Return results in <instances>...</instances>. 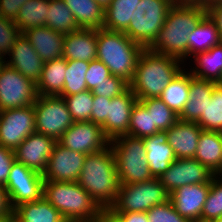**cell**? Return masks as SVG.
<instances>
[{
	"label": "cell",
	"mask_w": 222,
	"mask_h": 222,
	"mask_svg": "<svg viewBox=\"0 0 222 222\" xmlns=\"http://www.w3.org/2000/svg\"><path fill=\"white\" fill-rule=\"evenodd\" d=\"M206 15L205 7L173 4L162 29L148 49L175 57L184 63L188 59V36Z\"/></svg>",
	"instance_id": "obj_1"
},
{
	"label": "cell",
	"mask_w": 222,
	"mask_h": 222,
	"mask_svg": "<svg viewBox=\"0 0 222 222\" xmlns=\"http://www.w3.org/2000/svg\"><path fill=\"white\" fill-rule=\"evenodd\" d=\"M77 182L102 209H109L114 204L120 184L110 145L86 155Z\"/></svg>",
	"instance_id": "obj_2"
},
{
	"label": "cell",
	"mask_w": 222,
	"mask_h": 222,
	"mask_svg": "<svg viewBox=\"0 0 222 222\" xmlns=\"http://www.w3.org/2000/svg\"><path fill=\"white\" fill-rule=\"evenodd\" d=\"M181 62L175 57L144 49L138 57L134 78L129 84L131 91L138 100L158 98L182 70Z\"/></svg>",
	"instance_id": "obj_3"
},
{
	"label": "cell",
	"mask_w": 222,
	"mask_h": 222,
	"mask_svg": "<svg viewBox=\"0 0 222 222\" xmlns=\"http://www.w3.org/2000/svg\"><path fill=\"white\" fill-rule=\"evenodd\" d=\"M144 48L124 32L97 29V60L102 61L114 76L130 84L138 57Z\"/></svg>",
	"instance_id": "obj_4"
},
{
	"label": "cell",
	"mask_w": 222,
	"mask_h": 222,
	"mask_svg": "<svg viewBox=\"0 0 222 222\" xmlns=\"http://www.w3.org/2000/svg\"><path fill=\"white\" fill-rule=\"evenodd\" d=\"M43 197L67 222H92L103 210L77 181L44 180Z\"/></svg>",
	"instance_id": "obj_5"
},
{
	"label": "cell",
	"mask_w": 222,
	"mask_h": 222,
	"mask_svg": "<svg viewBox=\"0 0 222 222\" xmlns=\"http://www.w3.org/2000/svg\"><path fill=\"white\" fill-rule=\"evenodd\" d=\"M113 150L120 185L151 180L143 138L129 135L109 142Z\"/></svg>",
	"instance_id": "obj_6"
},
{
	"label": "cell",
	"mask_w": 222,
	"mask_h": 222,
	"mask_svg": "<svg viewBox=\"0 0 222 222\" xmlns=\"http://www.w3.org/2000/svg\"><path fill=\"white\" fill-rule=\"evenodd\" d=\"M171 0H136V10L124 33L134 42L148 49L162 29Z\"/></svg>",
	"instance_id": "obj_7"
},
{
	"label": "cell",
	"mask_w": 222,
	"mask_h": 222,
	"mask_svg": "<svg viewBox=\"0 0 222 222\" xmlns=\"http://www.w3.org/2000/svg\"><path fill=\"white\" fill-rule=\"evenodd\" d=\"M170 200V193L161 184L159 178L148 181L120 185L112 212H147L155 205Z\"/></svg>",
	"instance_id": "obj_8"
},
{
	"label": "cell",
	"mask_w": 222,
	"mask_h": 222,
	"mask_svg": "<svg viewBox=\"0 0 222 222\" xmlns=\"http://www.w3.org/2000/svg\"><path fill=\"white\" fill-rule=\"evenodd\" d=\"M36 132L58 141L74 123L67 105L61 96H40L35 100Z\"/></svg>",
	"instance_id": "obj_9"
},
{
	"label": "cell",
	"mask_w": 222,
	"mask_h": 222,
	"mask_svg": "<svg viewBox=\"0 0 222 222\" xmlns=\"http://www.w3.org/2000/svg\"><path fill=\"white\" fill-rule=\"evenodd\" d=\"M37 97L34 82L5 62L0 66V111L33 105Z\"/></svg>",
	"instance_id": "obj_10"
},
{
	"label": "cell",
	"mask_w": 222,
	"mask_h": 222,
	"mask_svg": "<svg viewBox=\"0 0 222 222\" xmlns=\"http://www.w3.org/2000/svg\"><path fill=\"white\" fill-rule=\"evenodd\" d=\"M11 207L19 204L40 200L44 193L42 174L33 171L16 160L11 166L6 185Z\"/></svg>",
	"instance_id": "obj_11"
},
{
	"label": "cell",
	"mask_w": 222,
	"mask_h": 222,
	"mask_svg": "<svg viewBox=\"0 0 222 222\" xmlns=\"http://www.w3.org/2000/svg\"><path fill=\"white\" fill-rule=\"evenodd\" d=\"M35 129L34 106L0 111V145L15 150Z\"/></svg>",
	"instance_id": "obj_12"
},
{
	"label": "cell",
	"mask_w": 222,
	"mask_h": 222,
	"mask_svg": "<svg viewBox=\"0 0 222 222\" xmlns=\"http://www.w3.org/2000/svg\"><path fill=\"white\" fill-rule=\"evenodd\" d=\"M215 176L195 158H180L173 161L159 179L164 188L172 193L183 185L211 183Z\"/></svg>",
	"instance_id": "obj_13"
},
{
	"label": "cell",
	"mask_w": 222,
	"mask_h": 222,
	"mask_svg": "<svg viewBox=\"0 0 222 222\" xmlns=\"http://www.w3.org/2000/svg\"><path fill=\"white\" fill-rule=\"evenodd\" d=\"M63 147L83 154L95 153L109 145L102 127L89 122H74L57 141Z\"/></svg>",
	"instance_id": "obj_14"
},
{
	"label": "cell",
	"mask_w": 222,
	"mask_h": 222,
	"mask_svg": "<svg viewBox=\"0 0 222 222\" xmlns=\"http://www.w3.org/2000/svg\"><path fill=\"white\" fill-rule=\"evenodd\" d=\"M86 154L72 151L58 142L50 155L49 163L43 174L45 181L75 182L78 181Z\"/></svg>",
	"instance_id": "obj_15"
},
{
	"label": "cell",
	"mask_w": 222,
	"mask_h": 222,
	"mask_svg": "<svg viewBox=\"0 0 222 222\" xmlns=\"http://www.w3.org/2000/svg\"><path fill=\"white\" fill-rule=\"evenodd\" d=\"M56 143L57 141L49 136L38 132L31 133L14 150L15 160L43 175Z\"/></svg>",
	"instance_id": "obj_16"
},
{
	"label": "cell",
	"mask_w": 222,
	"mask_h": 222,
	"mask_svg": "<svg viewBox=\"0 0 222 222\" xmlns=\"http://www.w3.org/2000/svg\"><path fill=\"white\" fill-rule=\"evenodd\" d=\"M137 100L130 87L111 99L110 104H108V117L101 125L103 133L109 141L116 137L128 135L131 110Z\"/></svg>",
	"instance_id": "obj_17"
},
{
	"label": "cell",
	"mask_w": 222,
	"mask_h": 222,
	"mask_svg": "<svg viewBox=\"0 0 222 222\" xmlns=\"http://www.w3.org/2000/svg\"><path fill=\"white\" fill-rule=\"evenodd\" d=\"M210 183L183 185L170 193L175 210L190 222L200 220Z\"/></svg>",
	"instance_id": "obj_18"
},
{
	"label": "cell",
	"mask_w": 222,
	"mask_h": 222,
	"mask_svg": "<svg viewBox=\"0 0 222 222\" xmlns=\"http://www.w3.org/2000/svg\"><path fill=\"white\" fill-rule=\"evenodd\" d=\"M8 56L10 60H4L8 66L19 71L35 84L38 83L44 61L23 34L16 40Z\"/></svg>",
	"instance_id": "obj_19"
},
{
	"label": "cell",
	"mask_w": 222,
	"mask_h": 222,
	"mask_svg": "<svg viewBox=\"0 0 222 222\" xmlns=\"http://www.w3.org/2000/svg\"><path fill=\"white\" fill-rule=\"evenodd\" d=\"M202 130L196 122L178 120L165 131L177 159L194 158Z\"/></svg>",
	"instance_id": "obj_20"
},
{
	"label": "cell",
	"mask_w": 222,
	"mask_h": 222,
	"mask_svg": "<svg viewBox=\"0 0 222 222\" xmlns=\"http://www.w3.org/2000/svg\"><path fill=\"white\" fill-rule=\"evenodd\" d=\"M63 58L90 62L97 59V30L78 29L64 35Z\"/></svg>",
	"instance_id": "obj_21"
},
{
	"label": "cell",
	"mask_w": 222,
	"mask_h": 222,
	"mask_svg": "<svg viewBox=\"0 0 222 222\" xmlns=\"http://www.w3.org/2000/svg\"><path fill=\"white\" fill-rule=\"evenodd\" d=\"M44 61L63 57L64 35L44 26L28 29L22 33Z\"/></svg>",
	"instance_id": "obj_22"
},
{
	"label": "cell",
	"mask_w": 222,
	"mask_h": 222,
	"mask_svg": "<svg viewBox=\"0 0 222 222\" xmlns=\"http://www.w3.org/2000/svg\"><path fill=\"white\" fill-rule=\"evenodd\" d=\"M146 159L152 177L159 178L177 158L168 144L166 132H158L143 138Z\"/></svg>",
	"instance_id": "obj_23"
},
{
	"label": "cell",
	"mask_w": 222,
	"mask_h": 222,
	"mask_svg": "<svg viewBox=\"0 0 222 222\" xmlns=\"http://www.w3.org/2000/svg\"><path fill=\"white\" fill-rule=\"evenodd\" d=\"M215 82L194 77L190 73V91L188 101L179 114V120L197 122L205 111Z\"/></svg>",
	"instance_id": "obj_24"
},
{
	"label": "cell",
	"mask_w": 222,
	"mask_h": 222,
	"mask_svg": "<svg viewBox=\"0 0 222 222\" xmlns=\"http://www.w3.org/2000/svg\"><path fill=\"white\" fill-rule=\"evenodd\" d=\"M194 158L219 175L222 171V133L202 130Z\"/></svg>",
	"instance_id": "obj_25"
},
{
	"label": "cell",
	"mask_w": 222,
	"mask_h": 222,
	"mask_svg": "<svg viewBox=\"0 0 222 222\" xmlns=\"http://www.w3.org/2000/svg\"><path fill=\"white\" fill-rule=\"evenodd\" d=\"M67 62L65 58L44 62L40 79L36 84L40 96H62Z\"/></svg>",
	"instance_id": "obj_26"
},
{
	"label": "cell",
	"mask_w": 222,
	"mask_h": 222,
	"mask_svg": "<svg viewBox=\"0 0 222 222\" xmlns=\"http://www.w3.org/2000/svg\"><path fill=\"white\" fill-rule=\"evenodd\" d=\"M71 10L79 28L102 29L105 9L95 0H63Z\"/></svg>",
	"instance_id": "obj_27"
},
{
	"label": "cell",
	"mask_w": 222,
	"mask_h": 222,
	"mask_svg": "<svg viewBox=\"0 0 222 222\" xmlns=\"http://www.w3.org/2000/svg\"><path fill=\"white\" fill-rule=\"evenodd\" d=\"M193 57L196 66L190 69L192 76L221 84L222 42Z\"/></svg>",
	"instance_id": "obj_28"
},
{
	"label": "cell",
	"mask_w": 222,
	"mask_h": 222,
	"mask_svg": "<svg viewBox=\"0 0 222 222\" xmlns=\"http://www.w3.org/2000/svg\"><path fill=\"white\" fill-rule=\"evenodd\" d=\"M188 57L206 52L222 42L216 23L207 14L188 36Z\"/></svg>",
	"instance_id": "obj_29"
},
{
	"label": "cell",
	"mask_w": 222,
	"mask_h": 222,
	"mask_svg": "<svg viewBox=\"0 0 222 222\" xmlns=\"http://www.w3.org/2000/svg\"><path fill=\"white\" fill-rule=\"evenodd\" d=\"M13 214L21 222H67L44 197L40 200L19 204L13 209Z\"/></svg>",
	"instance_id": "obj_30"
},
{
	"label": "cell",
	"mask_w": 222,
	"mask_h": 222,
	"mask_svg": "<svg viewBox=\"0 0 222 222\" xmlns=\"http://www.w3.org/2000/svg\"><path fill=\"white\" fill-rule=\"evenodd\" d=\"M136 0H111L105 9L103 28L124 32L135 15Z\"/></svg>",
	"instance_id": "obj_31"
},
{
	"label": "cell",
	"mask_w": 222,
	"mask_h": 222,
	"mask_svg": "<svg viewBox=\"0 0 222 222\" xmlns=\"http://www.w3.org/2000/svg\"><path fill=\"white\" fill-rule=\"evenodd\" d=\"M184 70L176 75L158 97L178 115L187 103L190 91V72Z\"/></svg>",
	"instance_id": "obj_32"
},
{
	"label": "cell",
	"mask_w": 222,
	"mask_h": 222,
	"mask_svg": "<svg viewBox=\"0 0 222 222\" xmlns=\"http://www.w3.org/2000/svg\"><path fill=\"white\" fill-rule=\"evenodd\" d=\"M48 8L49 0H28L22 5L14 23L21 33L31 28L44 26Z\"/></svg>",
	"instance_id": "obj_33"
},
{
	"label": "cell",
	"mask_w": 222,
	"mask_h": 222,
	"mask_svg": "<svg viewBox=\"0 0 222 222\" xmlns=\"http://www.w3.org/2000/svg\"><path fill=\"white\" fill-rule=\"evenodd\" d=\"M46 26L60 32L63 35L80 29L71 10L63 0H49V8L46 15Z\"/></svg>",
	"instance_id": "obj_34"
},
{
	"label": "cell",
	"mask_w": 222,
	"mask_h": 222,
	"mask_svg": "<svg viewBox=\"0 0 222 222\" xmlns=\"http://www.w3.org/2000/svg\"><path fill=\"white\" fill-rule=\"evenodd\" d=\"M203 130L220 131L222 129V84L216 83L207 102L205 111L196 122Z\"/></svg>",
	"instance_id": "obj_35"
},
{
	"label": "cell",
	"mask_w": 222,
	"mask_h": 222,
	"mask_svg": "<svg viewBox=\"0 0 222 222\" xmlns=\"http://www.w3.org/2000/svg\"><path fill=\"white\" fill-rule=\"evenodd\" d=\"M151 114L152 127L160 132L167 131L179 120V115L170 109L160 98H147L139 100Z\"/></svg>",
	"instance_id": "obj_36"
},
{
	"label": "cell",
	"mask_w": 222,
	"mask_h": 222,
	"mask_svg": "<svg viewBox=\"0 0 222 222\" xmlns=\"http://www.w3.org/2000/svg\"><path fill=\"white\" fill-rule=\"evenodd\" d=\"M66 62L62 95H72L88 90L85 77L90 62L80 60H66Z\"/></svg>",
	"instance_id": "obj_37"
},
{
	"label": "cell",
	"mask_w": 222,
	"mask_h": 222,
	"mask_svg": "<svg viewBox=\"0 0 222 222\" xmlns=\"http://www.w3.org/2000/svg\"><path fill=\"white\" fill-rule=\"evenodd\" d=\"M61 97H63L74 122L91 121L94 96L90 90Z\"/></svg>",
	"instance_id": "obj_38"
},
{
	"label": "cell",
	"mask_w": 222,
	"mask_h": 222,
	"mask_svg": "<svg viewBox=\"0 0 222 222\" xmlns=\"http://www.w3.org/2000/svg\"><path fill=\"white\" fill-rule=\"evenodd\" d=\"M160 132L157 127H152L151 114L139 101L135 103L131 110V118L128 135L135 138H144Z\"/></svg>",
	"instance_id": "obj_39"
},
{
	"label": "cell",
	"mask_w": 222,
	"mask_h": 222,
	"mask_svg": "<svg viewBox=\"0 0 222 222\" xmlns=\"http://www.w3.org/2000/svg\"><path fill=\"white\" fill-rule=\"evenodd\" d=\"M222 217V179L216 175L211 183L201 213V221H212Z\"/></svg>",
	"instance_id": "obj_40"
},
{
	"label": "cell",
	"mask_w": 222,
	"mask_h": 222,
	"mask_svg": "<svg viewBox=\"0 0 222 222\" xmlns=\"http://www.w3.org/2000/svg\"><path fill=\"white\" fill-rule=\"evenodd\" d=\"M21 31L13 20L0 16V57L5 60V56L10 53L12 46L21 35Z\"/></svg>",
	"instance_id": "obj_41"
},
{
	"label": "cell",
	"mask_w": 222,
	"mask_h": 222,
	"mask_svg": "<svg viewBox=\"0 0 222 222\" xmlns=\"http://www.w3.org/2000/svg\"><path fill=\"white\" fill-rule=\"evenodd\" d=\"M146 214L148 222H190L175 210L170 200L164 204L153 206Z\"/></svg>",
	"instance_id": "obj_42"
},
{
	"label": "cell",
	"mask_w": 222,
	"mask_h": 222,
	"mask_svg": "<svg viewBox=\"0 0 222 222\" xmlns=\"http://www.w3.org/2000/svg\"><path fill=\"white\" fill-rule=\"evenodd\" d=\"M129 84L122 78L110 75L104 82L97 85L91 92L93 96H101L112 99L115 96L122 94Z\"/></svg>",
	"instance_id": "obj_43"
},
{
	"label": "cell",
	"mask_w": 222,
	"mask_h": 222,
	"mask_svg": "<svg viewBox=\"0 0 222 222\" xmlns=\"http://www.w3.org/2000/svg\"><path fill=\"white\" fill-rule=\"evenodd\" d=\"M111 75L109 68L99 60H92L86 72L87 89L92 91L97 85L105 81Z\"/></svg>",
	"instance_id": "obj_44"
},
{
	"label": "cell",
	"mask_w": 222,
	"mask_h": 222,
	"mask_svg": "<svg viewBox=\"0 0 222 222\" xmlns=\"http://www.w3.org/2000/svg\"><path fill=\"white\" fill-rule=\"evenodd\" d=\"M111 99L101 96H94L91 112V122L102 125L108 117V104Z\"/></svg>",
	"instance_id": "obj_45"
},
{
	"label": "cell",
	"mask_w": 222,
	"mask_h": 222,
	"mask_svg": "<svg viewBox=\"0 0 222 222\" xmlns=\"http://www.w3.org/2000/svg\"><path fill=\"white\" fill-rule=\"evenodd\" d=\"M14 161V151L0 145V186L5 187L11 166Z\"/></svg>",
	"instance_id": "obj_46"
},
{
	"label": "cell",
	"mask_w": 222,
	"mask_h": 222,
	"mask_svg": "<svg viewBox=\"0 0 222 222\" xmlns=\"http://www.w3.org/2000/svg\"><path fill=\"white\" fill-rule=\"evenodd\" d=\"M26 1L28 0H0V16L14 21Z\"/></svg>",
	"instance_id": "obj_47"
},
{
	"label": "cell",
	"mask_w": 222,
	"mask_h": 222,
	"mask_svg": "<svg viewBox=\"0 0 222 222\" xmlns=\"http://www.w3.org/2000/svg\"><path fill=\"white\" fill-rule=\"evenodd\" d=\"M13 214L8 194L5 187L0 186V220L5 219Z\"/></svg>",
	"instance_id": "obj_48"
},
{
	"label": "cell",
	"mask_w": 222,
	"mask_h": 222,
	"mask_svg": "<svg viewBox=\"0 0 222 222\" xmlns=\"http://www.w3.org/2000/svg\"><path fill=\"white\" fill-rule=\"evenodd\" d=\"M207 14L216 23L222 40V2L215 3L207 8Z\"/></svg>",
	"instance_id": "obj_49"
},
{
	"label": "cell",
	"mask_w": 222,
	"mask_h": 222,
	"mask_svg": "<svg viewBox=\"0 0 222 222\" xmlns=\"http://www.w3.org/2000/svg\"><path fill=\"white\" fill-rule=\"evenodd\" d=\"M120 222H148L146 212H113Z\"/></svg>",
	"instance_id": "obj_50"
},
{
	"label": "cell",
	"mask_w": 222,
	"mask_h": 222,
	"mask_svg": "<svg viewBox=\"0 0 222 222\" xmlns=\"http://www.w3.org/2000/svg\"><path fill=\"white\" fill-rule=\"evenodd\" d=\"M92 222H120V219L110 209H103Z\"/></svg>",
	"instance_id": "obj_51"
},
{
	"label": "cell",
	"mask_w": 222,
	"mask_h": 222,
	"mask_svg": "<svg viewBox=\"0 0 222 222\" xmlns=\"http://www.w3.org/2000/svg\"><path fill=\"white\" fill-rule=\"evenodd\" d=\"M171 2L179 5H196L204 7L203 0H171Z\"/></svg>",
	"instance_id": "obj_52"
},
{
	"label": "cell",
	"mask_w": 222,
	"mask_h": 222,
	"mask_svg": "<svg viewBox=\"0 0 222 222\" xmlns=\"http://www.w3.org/2000/svg\"><path fill=\"white\" fill-rule=\"evenodd\" d=\"M95 1L98 3V5H100L104 9H106L111 2V0H95Z\"/></svg>",
	"instance_id": "obj_53"
},
{
	"label": "cell",
	"mask_w": 222,
	"mask_h": 222,
	"mask_svg": "<svg viewBox=\"0 0 222 222\" xmlns=\"http://www.w3.org/2000/svg\"><path fill=\"white\" fill-rule=\"evenodd\" d=\"M204 2V7L208 8L209 6L218 3V2H222V0H203Z\"/></svg>",
	"instance_id": "obj_54"
},
{
	"label": "cell",
	"mask_w": 222,
	"mask_h": 222,
	"mask_svg": "<svg viewBox=\"0 0 222 222\" xmlns=\"http://www.w3.org/2000/svg\"><path fill=\"white\" fill-rule=\"evenodd\" d=\"M4 222H21V221L17 218V216H15L14 214H12L11 216L6 217V218L4 219Z\"/></svg>",
	"instance_id": "obj_55"
},
{
	"label": "cell",
	"mask_w": 222,
	"mask_h": 222,
	"mask_svg": "<svg viewBox=\"0 0 222 222\" xmlns=\"http://www.w3.org/2000/svg\"><path fill=\"white\" fill-rule=\"evenodd\" d=\"M211 222H222V217L216 218L212 220Z\"/></svg>",
	"instance_id": "obj_56"
},
{
	"label": "cell",
	"mask_w": 222,
	"mask_h": 222,
	"mask_svg": "<svg viewBox=\"0 0 222 222\" xmlns=\"http://www.w3.org/2000/svg\"><path fill=\"white\" fill-rule=\"evenodd\" d=\"M4 63V59L0 57V66Z\"/></svg>",
	"instance_id": "obj_57"
},
{
	"label": "cell",
	"mask_w": 222,
	"mask_h": 222,
	"mask_svg": "<svg viewBox=\"0 0 222 222\" xmlns=\"http://www.w3.org/2000/svg\"><path fill=\"white\" fill-rule=\"evenodd\" d=\"M192 222H210V221H201V220H197V221H192Z\"/></svg>",
	"instance_id": "obj_58"
}]
</instances>
